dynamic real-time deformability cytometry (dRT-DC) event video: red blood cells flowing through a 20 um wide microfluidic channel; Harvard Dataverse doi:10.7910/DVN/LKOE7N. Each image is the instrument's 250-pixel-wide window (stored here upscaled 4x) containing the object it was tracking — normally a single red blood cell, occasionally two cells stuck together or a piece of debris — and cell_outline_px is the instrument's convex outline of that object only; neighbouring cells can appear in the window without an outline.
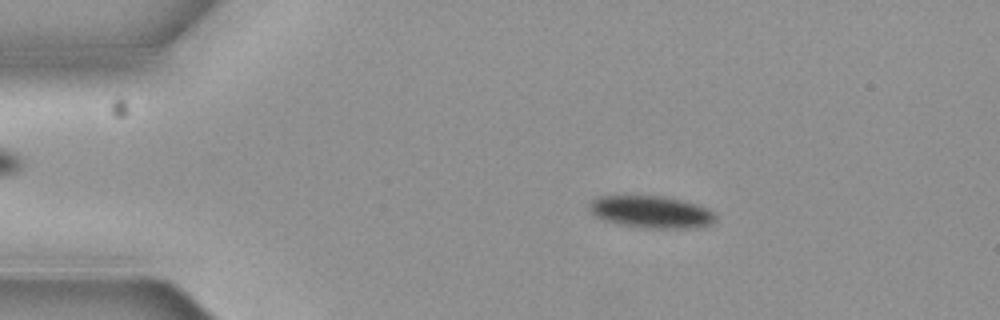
{"species": "common noctule bat (a hibernating species)", "species_latin": "Nyctalus noctula", "temperature_condition": "cold", "stored_images_in_passage": 4, "camera_frame_rate_fps": 3000, "um_per_image_px": 0.085, "animal": {"sex": "female", "body_mass_g": 19.3, "forearm_length_mm": 54.1}, "frame": {"image": 1, "passage_image": 3, "time_ms": 0.667, "image_size_px": [1000, 320], "cell_outline_px": [[716, 220], [712, 224], [696, 228], [640, 228], [620, 224], [604, 220], [596, 216], [588, 208], [588, 204], [596, 196], [664, 196], [696, 204], [708, 208], [716, 216]], "centroid_in_image_um": [55.36, 18.02], "position_along_channel_um": 29.6, "area_um2": 23.76}}